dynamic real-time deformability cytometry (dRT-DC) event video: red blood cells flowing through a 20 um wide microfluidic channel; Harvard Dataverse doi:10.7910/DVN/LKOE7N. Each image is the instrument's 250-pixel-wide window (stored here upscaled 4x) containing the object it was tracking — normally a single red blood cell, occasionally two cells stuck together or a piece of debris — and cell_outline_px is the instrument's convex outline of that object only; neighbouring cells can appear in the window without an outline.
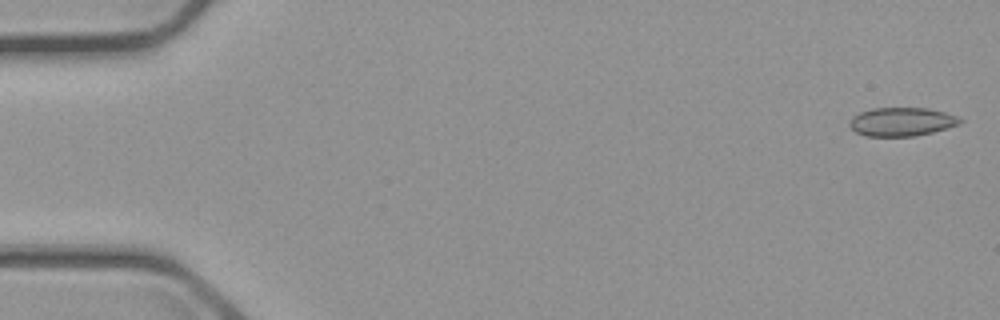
{"species": "common noctule bat (a hibernating species)", "species_latin": "Nyctalus noctula", "temperature_condition": "cold", "stored_images_in_passage": 10, "camera_frame_rate_fps": 3000, "um_per_image_px": 0.085, "animal": {"sex": "male", "body_mass_g": 23.1, "forearm_length_mm": 52.7}, "frame": {"image": 1, "passage_image": 1, "time_ms": 0.0, "image_size_px": [1000, 320], "cell_outline_px": [[964, 120], [960, 124], [932, 132], [916, 136], [868, 136], [856, 132], [848, 124], [852, 116], [860, 112], [872, 108], [928, 108], [944, 112], [956, 116]], "centroid_in_image_um": [76.64, 10.34], "position_along_channel_um": 8.4, "area_um2": 18.38}}